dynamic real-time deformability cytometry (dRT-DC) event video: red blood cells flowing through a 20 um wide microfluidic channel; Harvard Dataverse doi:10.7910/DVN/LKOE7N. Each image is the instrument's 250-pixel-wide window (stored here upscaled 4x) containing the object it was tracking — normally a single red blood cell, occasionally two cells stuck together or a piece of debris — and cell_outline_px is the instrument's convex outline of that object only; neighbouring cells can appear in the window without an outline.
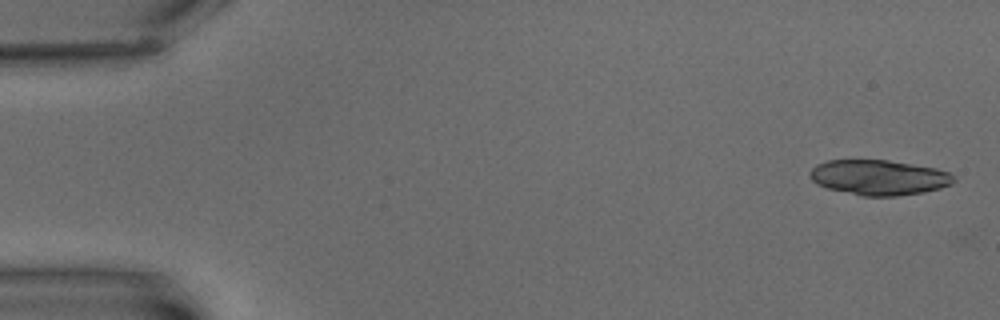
{"species": "common noctule bat (a hibernating species)", "species_latin": "Nyctalus noctula", "temperature_condition": "warm", "stored_images_in_passage": 7, "segment_of_instrument_passage": [1, 2], "camera_frame_rate_fps": 3000, "um_per_image_px": 0.085, "animal": {"sex": "male", "body_mass_g": 15.6}, "frame": {"image": 1, "passage_image": 1, "time_ms": 0.0, "image_size_px": [1000, 320], "cell_outline_px": [[956, 180], [952, 184], [940, 188], [924, 192], [896, 196], [864, 196], [828, 188], [816, 184], [808, 176], [812, 168], [816, 164], [828, 160], [888, 160], [936, 168], [948, 172]], "centroid_in_image_um": [74.7, 15.08], "position_along_channel_um": 10.3, "area_um2": 29.42}}